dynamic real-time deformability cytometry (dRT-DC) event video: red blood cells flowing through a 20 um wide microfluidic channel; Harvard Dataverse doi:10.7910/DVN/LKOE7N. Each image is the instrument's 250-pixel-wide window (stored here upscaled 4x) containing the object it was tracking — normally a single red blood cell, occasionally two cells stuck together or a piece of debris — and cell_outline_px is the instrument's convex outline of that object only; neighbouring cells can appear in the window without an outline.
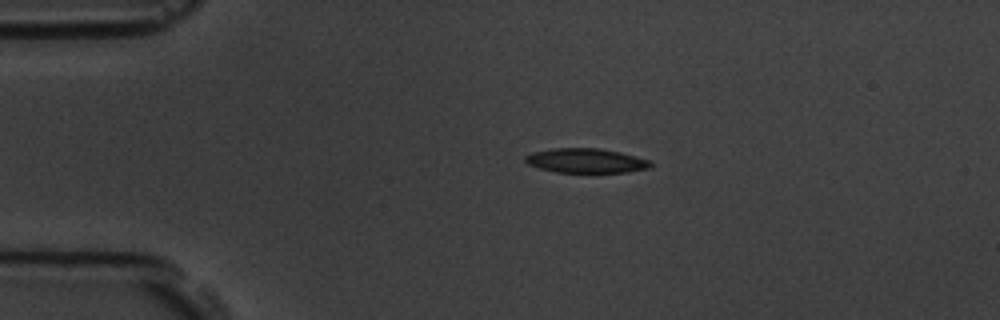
{"species": "common noctule bat (a hibernating species)", "species_latin": "Nyctalus noctula", "temperature_condition": "room temperature", "stored_images_in_passage": 2, "camera_frame_rate_fps": 3000, "um_per_image_px": 0.085, "animal": {"sex": "male", "body_mass_g": 19.5, "forearm_length_mm": 54.6}, "frame": {"image": 1, "passage_image": 1, "time_ms": 0.0, "image_size_px": [1000, 320], "cell_outline_px": [[652, 168], [628, 172], [556, 172], [540, 168], [528, 164], [524, 160], [524, 156], [532, 152], [552, 148], [600, 148], [620, 152], [648, 160], [652, 164]], "centroid_in_image_um": [49.8, 13.65], "position_along_channel_um": 35.2, "area_um2": 17.86}}